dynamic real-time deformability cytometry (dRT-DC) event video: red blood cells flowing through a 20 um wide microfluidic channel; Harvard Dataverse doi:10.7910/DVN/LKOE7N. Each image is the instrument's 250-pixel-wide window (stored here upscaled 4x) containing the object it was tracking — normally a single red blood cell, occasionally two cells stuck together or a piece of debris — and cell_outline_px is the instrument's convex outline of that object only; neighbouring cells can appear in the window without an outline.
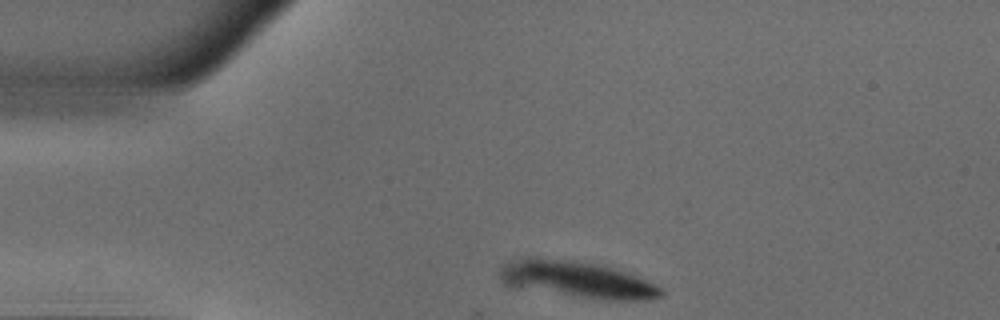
{"species": "common noctule bat (a hibernating species)", "species_latin": "Nyctalus noctula", "temperature_condition": "warm", "stored_images_in_passage": 41, "camera_frame_rate_fps": 3000, "um_per_image_px": 0.085, "animal": {"sex": "male", "body_mass_g": 18.8}, "frame": {"image": 1, "passage_image": 1, "time_ms": 0.0, "image_size_px": [1000, 320], "cell_outline_px": [[664, 296], [648, 300], [604, 300], [512, 288], [504, 284], [500, 276], [500, 268], [504, 264], [528, 256], [596, 264], [612, 268], [636, 276], [656, 284], [664, 292]], "centroid_in_image_um": [49.03, 23.79], "position_along_channel_um": 36.0, "area_um2": 34.33}}